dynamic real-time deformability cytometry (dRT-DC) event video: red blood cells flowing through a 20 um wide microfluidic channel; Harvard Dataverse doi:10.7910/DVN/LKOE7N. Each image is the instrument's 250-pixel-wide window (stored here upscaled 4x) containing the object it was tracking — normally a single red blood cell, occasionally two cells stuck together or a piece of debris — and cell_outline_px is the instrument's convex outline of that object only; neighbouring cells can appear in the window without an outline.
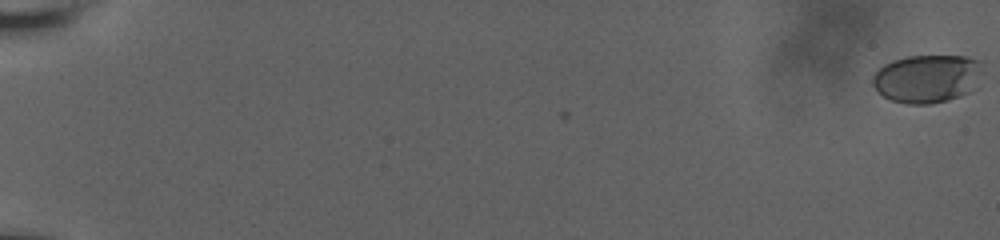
{"species": "human", "species_latin": "Homo sapiens", "temperature_condition": "room temperature", "stored_images_in_passage": 62, "camera_frame_rate_fps": 3000, "um_per_image_px": 0.085, "donor": {"sex": "male"}, "frame": {"image": 1, "passage_image": 1, "time_ms": 0.0, "image_size_px": [1000, 240], "cell_outline_px": [[980, 60], [968, 92], [960, 96], [948, 100], [928, 104], [908, 104], [892, 100], [884, 96], [872, 84], [872, 76], [884, 64], [892, 60], [908, 56], [968, 56]], "centroid_in_image_um": [78.68, 6.67], "position_along_channel_um": 6.3, "area_um2": 29.88}}
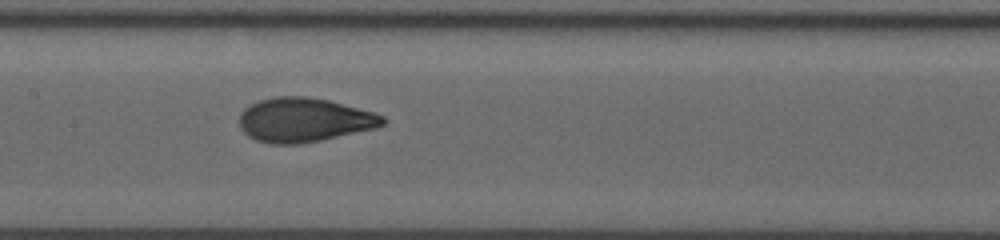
{"frame": {"image": 2, "passage_image": 35, "time_ms": 11.333, "image_size_px": [1000, 240], "cell_outline_px": [[388, 120], [384, 124], [376, 128], [320, 140], [296, 144], [268, 144], [256, 140], [248, 136], [240, 128], [240, 112], [244, 108], [260, 100], [276, 96], [308, 96], [328, 100], [372, 112], [384, 116]], "centroid_in_image_um": [25.83, 10.19], "position_along_channel_um": 181.6, "area_um2": 36.82}}
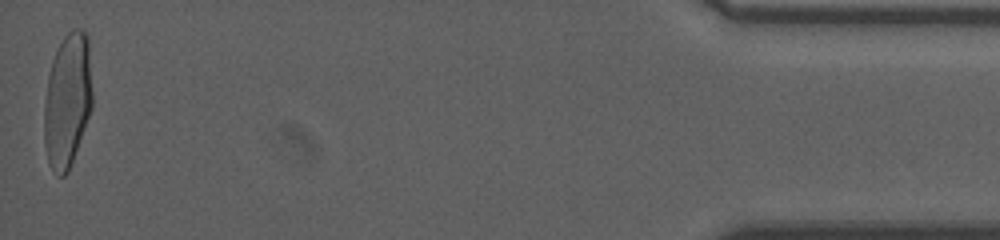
{"frame": {"image": 3, "passage_image": 62, "time_ms": 20.333, "image_size_px": [1000, 240], "cell_outline_px": [[92, 108], [68, 172], [64, 176], [60, 176], [48, 164], [44, 140], [44, 104], [48, 76], [52, 60], [64, 36], [72, 28], [80, 28], [88, 36], [92, 92]], "centroid_in_image_um": [5.73, 8.52], "position_along_channel_um": 429.5, "area_um2": 37.63}, "authors_computed_cell_mechanics": {"area_um2": 35.7493, "velocity_mm_per_s": 3.6728, "shape_relaxation_time_tau1_ms": 4.5597, "shape_relaxation_time_tau2_ms": 0.7137, "deformation_change_tau1": 0.1919, "deformation_change_tau2": 0.0588}}